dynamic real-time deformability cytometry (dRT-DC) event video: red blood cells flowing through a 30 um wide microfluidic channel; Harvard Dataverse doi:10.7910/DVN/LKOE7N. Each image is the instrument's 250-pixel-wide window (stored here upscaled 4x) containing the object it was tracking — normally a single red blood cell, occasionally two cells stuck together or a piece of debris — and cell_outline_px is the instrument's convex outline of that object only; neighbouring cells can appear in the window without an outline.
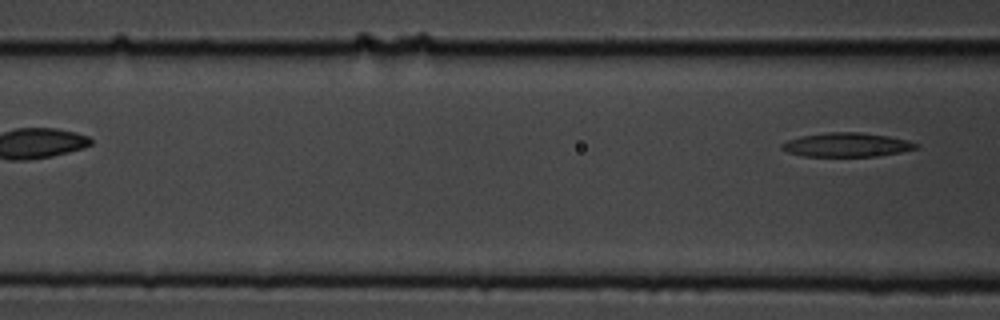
{"species": "common noctule bat (a hibernating species)", "species_latin": "Nyctalus noctula", "temperature_condition": "cold", "stored_images_in_passage": 6, "camera_frame_rate_fps": 3000, "um_per_image_px": 0.085, "animal": {"sex": "male", "body_mass_g": 19.5, "forearm_length_mm": 54.6}, "frame": {"image": 1, "passage_image": 6, "time_ms": 1.667, "image_size_px": [1000, 320], "cell_outline_px": [[920, 148], [880, 156], [804, 156], [788, 152], [780, 148], [780, 144], [788, 140], [800, 136], [828, 132], [860, 132], [888, 136], [908, 140], [920, 144]], "centroid_in_image_um": [72.0, 12.31], "position_along_channel_um": 94.6, "area_um2": 18.9}}